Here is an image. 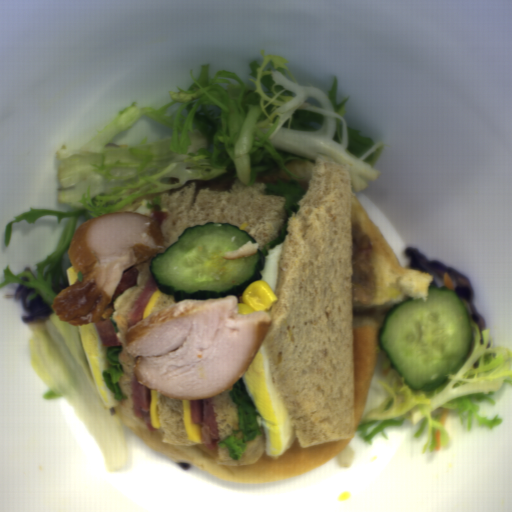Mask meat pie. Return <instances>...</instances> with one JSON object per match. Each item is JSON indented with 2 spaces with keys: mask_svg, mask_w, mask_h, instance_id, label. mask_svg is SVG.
<instances>
[{
  "mask_svg": "<svg viewBox=\"0 0 512 512\" xmlns=\"http://www.w3.org/2000/svg\"><path fill=\"white\" fill-rule=\"evenodd\" d=\"M400 295L397 288L382 285L375 254L366 234L352 223L351 303L383 304Z\"/></svg>",
  "mask_w": 512,
  "mask_h": 512,
  "instance_id": "1",
  "label": "meat pie"
}]
</instances>
